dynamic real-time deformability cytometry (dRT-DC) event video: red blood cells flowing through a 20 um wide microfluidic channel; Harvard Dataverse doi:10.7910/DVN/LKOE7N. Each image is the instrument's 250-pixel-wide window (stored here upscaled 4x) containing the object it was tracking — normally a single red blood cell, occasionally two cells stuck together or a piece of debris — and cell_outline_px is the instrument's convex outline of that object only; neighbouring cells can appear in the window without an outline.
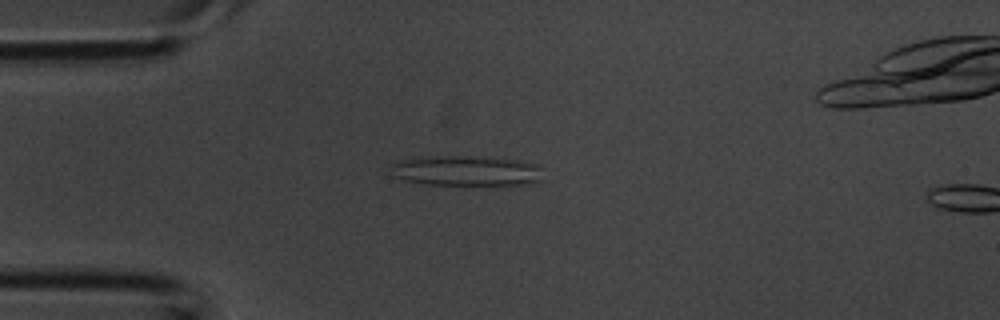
{"species": "common noctule bat (a hibernating species)", "species_latin": "Nyctalus noctula", "temperature_condition": "room temperature", "stored_images_in_passage": 3, "camera_frame_rate_fps": 3000, "um_per_image_px": 0.085, "animal": {"sex": "male", "body_mass_g": 20.1, "forearm_length_mm": 53.5}, "frame": {"image": 1, "passage_image": 2, "time_ms": 0.333, "image_size_px": [1000, 320], "cell_outline_px": [[544, 180], [524, 184], [424, 184], [404, 180], [392, 176], [392, 164], [408, 160], [432, 156], [460, 156], [516, 160], [540, 164]], "centroid_in_image_um": [39.71, 14.52], "position_along_channel_um": 45.3, "area_um2": 26.3}}